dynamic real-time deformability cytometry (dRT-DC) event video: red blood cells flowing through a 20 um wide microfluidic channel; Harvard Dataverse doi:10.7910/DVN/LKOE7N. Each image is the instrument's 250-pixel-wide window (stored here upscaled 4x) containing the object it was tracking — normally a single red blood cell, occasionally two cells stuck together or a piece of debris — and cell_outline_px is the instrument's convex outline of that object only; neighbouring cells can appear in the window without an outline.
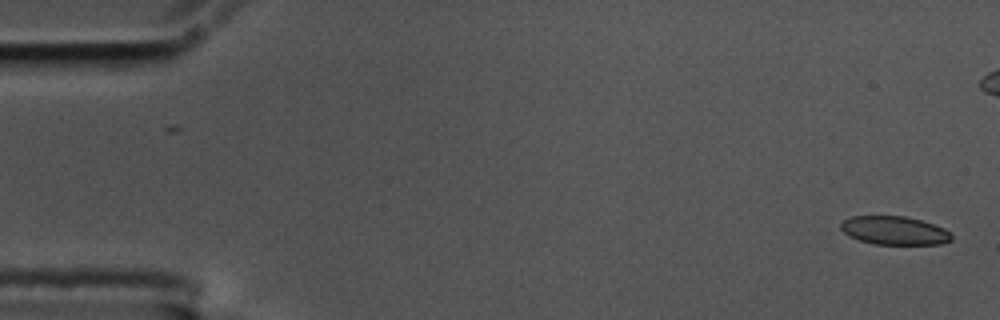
{"species": "common noctule bat (a hibernating species)", "species_latin": "Nyctalus noctula", "temperature_condition": "cold", "stored_images_in_passage": 57, "camera_frame_rate_fps": 3000, "um_per_image_px": 0.085, "animal": {"sex": "male", "body_mass_g": 17.5, "forearm_length_mm": 52.3}, "frame": {"image": 1, "passage_image": 1, "time_ms": 0.0, "image_size_px": [1000, 320], "cell_outline_px": [[952, 240], [940, 244], [872, 244], [848, 236], [840, 228], [840, 224], [844, 220], [852, 216], [904, 216], [920, 220], [944, 228], [952, 236]], "centroid_in_image_um": [76.0, 19.59], "position_along_channel_um": 9.0, "area_um2": 18.26}}
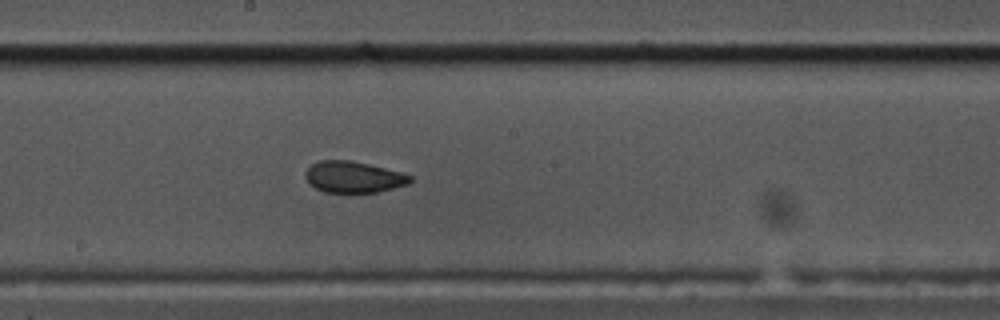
{"frame": {"image": 2, "passage_image": 30, "time_ms": 9.667, "image_size_px": [1000, 320], "cell_outline_px": [[412, 180], [408, 184], [376, 192], [324, 192], [308, 184], [304, 176], [304, 172], [312, 164], [320, 160], [352, 160], [400, 172], [412, 176]], "centroid_in_image_um": [30.0, 15.04], "position_along_channel_um": 218.2, "area_um2": 19.07}}
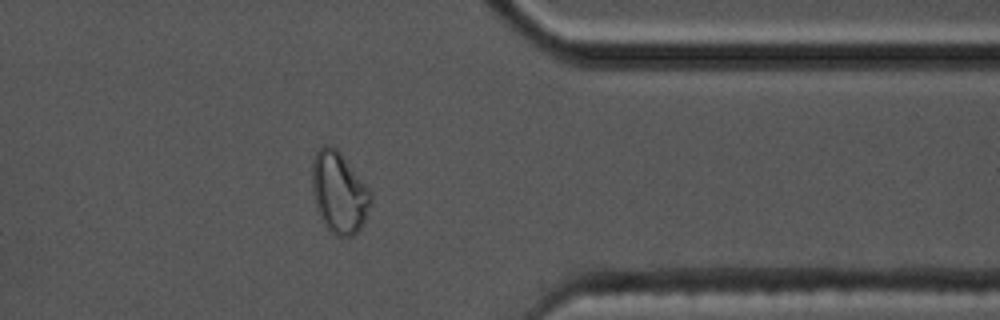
{"frame": {"image": 3, "passage_image": 45, "time_ms": 14.667, "image_size_px": [1000, 320], "cell_outline_px": [[372, 204], [360, 228], [352, 236], [336, 236], [324, 224], [316, 208], [312, 192], [312, 160], [316, 152], [324, 144], [328, 144], [336, 148], [340, 152], [372, 192]], "centroid_in_image_um": [28.82, 16.35], "position_along_channel_um": 382.6, "area_um2": 27.86}, "authors_computed_cell_mechanics": {"area_um2": 19.7676, "velocity_mm_per_s": 3.5138, "shape_relaxation_time_tau1_ms": null, "shape_relaxation_time_tau2_ms": 1.6506, "deformation_change_tau1": null, "deformation_change_tau2": 0.0552}}